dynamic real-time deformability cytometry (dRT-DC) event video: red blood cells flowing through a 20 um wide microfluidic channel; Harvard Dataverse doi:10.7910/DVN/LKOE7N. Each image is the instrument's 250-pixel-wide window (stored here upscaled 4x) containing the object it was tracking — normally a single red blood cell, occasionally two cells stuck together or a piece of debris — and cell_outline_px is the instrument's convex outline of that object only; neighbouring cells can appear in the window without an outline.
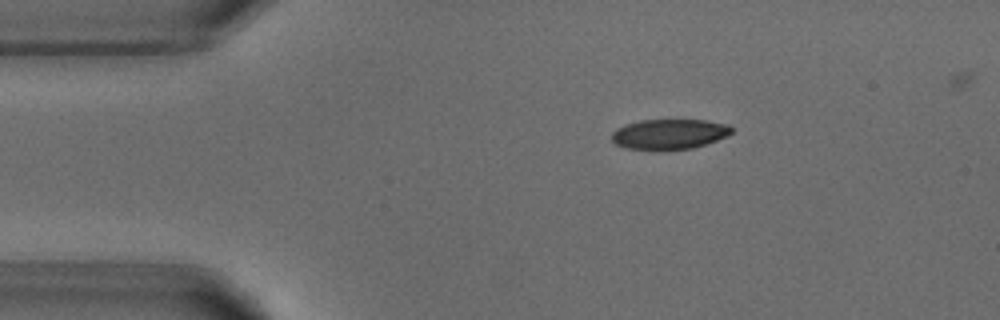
{"species": "common noctule bat (a hibernating species)", "species_latin": "Nyctalus noctula", "temperature_condition": "warm", "stored_images_in_passage": 3, "camera_frame_rate_fps": 3000, "um_per_image_px": 0.085, "animal": {"sex": "male", "body_mass_g": 18.8}, "frame": {"image": 1, "passage_image": 3, "time_ms": 3.333, "image_size_px": [1000, 320], "cell_outline_px": [[732, 132], [728, 136], [692, 148], [624, 148], [616, 144], [612, 140], [612, 132], [616, 128], [624, 124], [640, 120], [708, 120], [728, 124], [732, 128]], "centroid_in_image_um": [56.89, 11.36], "position_along_channel_um": 28.1, "area_um2": 20.69}}